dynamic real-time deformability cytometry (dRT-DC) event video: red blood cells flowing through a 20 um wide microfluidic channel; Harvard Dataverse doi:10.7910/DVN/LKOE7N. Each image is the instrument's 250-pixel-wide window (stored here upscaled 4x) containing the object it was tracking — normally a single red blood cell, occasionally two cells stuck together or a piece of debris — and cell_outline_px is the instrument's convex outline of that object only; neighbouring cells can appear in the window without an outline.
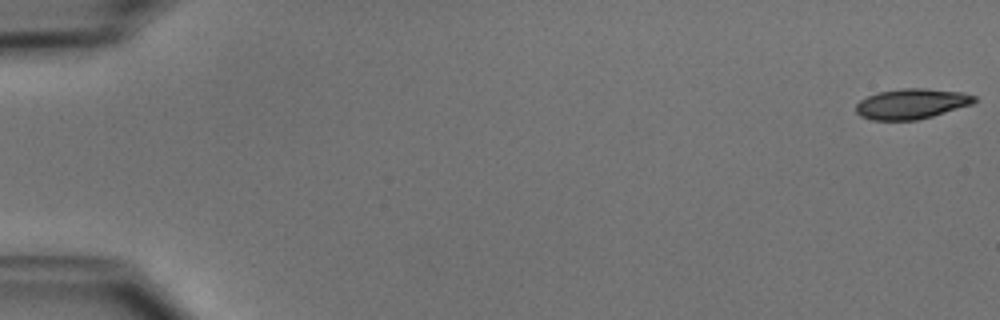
{"species": "common noctule bat (a hibernating species)", "species_latin": "Nyctalus noctula", "temperature_condition": "cold", "stored_images_in_passage": 9, "camera_frame_rate_fps": 3000, "um_per_image_px": 0.085, "animal": {"sex": "male", "body_mass_g": 15.6}, "frame": {"image": 1, "passage_image": 1, "time_ms": 0.0, "image_size_px": [1000, 320], "cell_outline_px": [[976, 100], [972, 104], [932, 116], [916, 120], [872, 120], [860, 116], [856, 112], [856, 104], [860, 100], [868, 96], [880, 92], [904, 88], [924, 88], [964, 92], [976, 96]], "centroid_in_image_um": [77.48, 8.82], "position_along_channel_um": 7.5, "area_um2": 20.81}}